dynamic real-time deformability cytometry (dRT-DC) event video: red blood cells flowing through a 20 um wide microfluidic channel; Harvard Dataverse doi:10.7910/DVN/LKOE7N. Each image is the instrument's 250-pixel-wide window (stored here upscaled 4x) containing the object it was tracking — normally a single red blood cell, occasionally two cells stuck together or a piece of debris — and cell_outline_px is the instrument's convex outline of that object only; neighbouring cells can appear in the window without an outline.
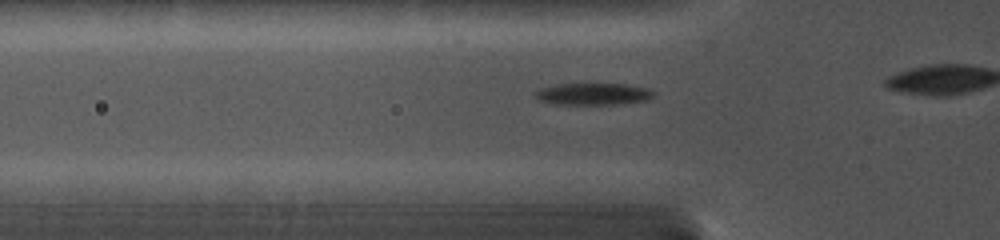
{"species": "common noctule bat (a hibernating species)", "species_latin": "Nyctalus noctula", "temperature_condition": "cold", "stored_images_in_passage": 26, "camera_frame_rate_fps": 5000, "um_per_image_px": 0.085, "animal": {"sex": "female", "body_mass_g": 19.0, "forearm_length_mm": 56.7}, "frame": {"image": 1, "passage_image": 5, "time_ms": 1.8, "image_size_px": [1000, 240], "cell_outline_px": [[656, 96], [648, 100], [616, 104], [556, 104], [536, 100], [536, 92], [540, 88], [556, 84], [624, 84], [648, 88], [656, 92]], "centroid_in_image_um": [50.46, 7.99], "position_along_channel_um": 75.3, "area_um2": 15.14}}
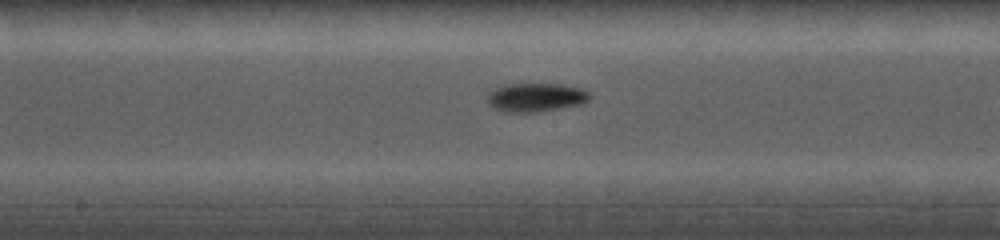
{"frame": {"image": 2, "passage_image": 13, "time_ms": 5.0, "image_size_px": [1000, 240], "cell_outline_px": [[592, 96], [584, 104], [536, 112], [504, 112], [496, 108], [488, 100], [488, 92], [504, 84], [560, 84], [580, 88], [588, 92]], "centroid_in_image_um": [45.58, 8.27], "position_along_channel_um": 202.6, "area_um2": 16.99}}
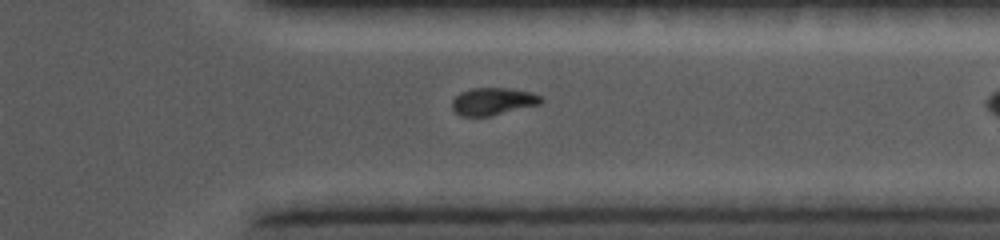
{"frame": {"image": 3, "passage_image": 23, "time_ms": 9.2, "image_size_px": [1000, 240], "cell_outline_px": [[544, 100], [540, 104], [488, 116], [460, 116], [452, 108], [452, 100], [460, 92], [472, 88], [508, 88], [532, 92], [540, 96]], "centroid_in_image_um": [41.89, 8.61], "position_along_channel_um": 369.5, "area_um2": 14.1}}